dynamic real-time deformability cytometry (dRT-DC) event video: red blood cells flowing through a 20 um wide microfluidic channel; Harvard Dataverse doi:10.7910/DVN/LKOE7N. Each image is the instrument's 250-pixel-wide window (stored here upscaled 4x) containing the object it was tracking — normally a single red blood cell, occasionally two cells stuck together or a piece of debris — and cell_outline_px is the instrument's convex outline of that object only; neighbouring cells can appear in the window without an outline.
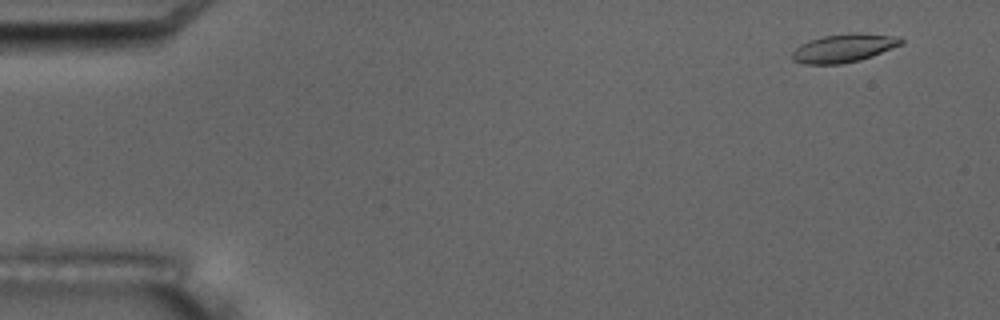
{"species": "common noctule bat (a hibernating species)", "species_latin": "Nyctalus noctula", "temperature_condition": "room temperature", "stored_images_in_passage": 4, "camera_frame_rate_fps": 3000, "um_per_image_px": 0.085, "animal": {"sex": "male", "body_mass_g": 17.5, "forearm_length_mm": 52.3}, "frame": {"image": 1, "passage_image": 1, "time_ms": 0.0, "image_size_px": [1000, 320], "cell_outline_px": [[904, 44], [872, 56], [860, 60], [840, 64], [804, 64], [792, 60], [792, 52], [800, 44], [824, 36], [848, 32], [864, 32], [892, 36], [904, 40]], "centroid_in_image_um": [71.74, 4.08], "position_along_channel_um": 13.3, "area_um2": 18.09}}